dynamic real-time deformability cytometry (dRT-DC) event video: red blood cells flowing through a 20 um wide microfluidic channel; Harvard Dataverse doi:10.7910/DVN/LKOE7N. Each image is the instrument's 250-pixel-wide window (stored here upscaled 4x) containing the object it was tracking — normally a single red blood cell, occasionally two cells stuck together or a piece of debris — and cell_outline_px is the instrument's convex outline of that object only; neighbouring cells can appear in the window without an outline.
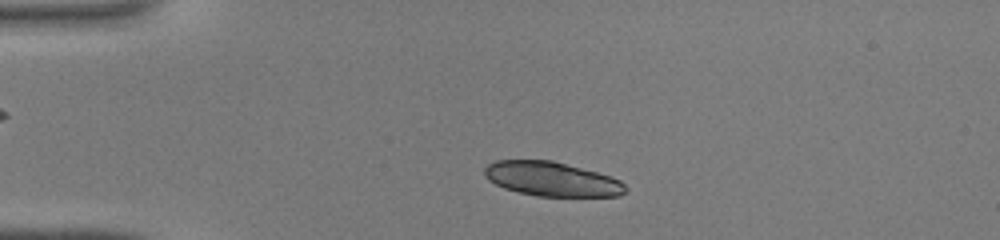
{"species": "common noctule bat (a hibernating species)", "species_latin": "Nyctalus noctula", "temperature_condition": "warm", "stored_images_in_passage": 39, "camera_frame_rate_fps": 3000, "um_per_image_px": 0.085, "animal": {"sex": "male", "body_mass_g": 19.0, "forearm_length_mm": 50.8}, "frame": {"image": 1, "passage_image": 5, "time_ms": 1.333, "image_size_px": [1000, 240], "cell_outline_px": [[628, 188], [620, 196], [536, 196], [504, 188], [488, 180], [484, 176], [484, 168], [488, 164], [496, 160], [552, 160], [596, 172], [620, 180]], "centroid_in_image_um": [46.87, 15.21], "position_along_channel_um": 38.1, "area_um2": 28.03}}